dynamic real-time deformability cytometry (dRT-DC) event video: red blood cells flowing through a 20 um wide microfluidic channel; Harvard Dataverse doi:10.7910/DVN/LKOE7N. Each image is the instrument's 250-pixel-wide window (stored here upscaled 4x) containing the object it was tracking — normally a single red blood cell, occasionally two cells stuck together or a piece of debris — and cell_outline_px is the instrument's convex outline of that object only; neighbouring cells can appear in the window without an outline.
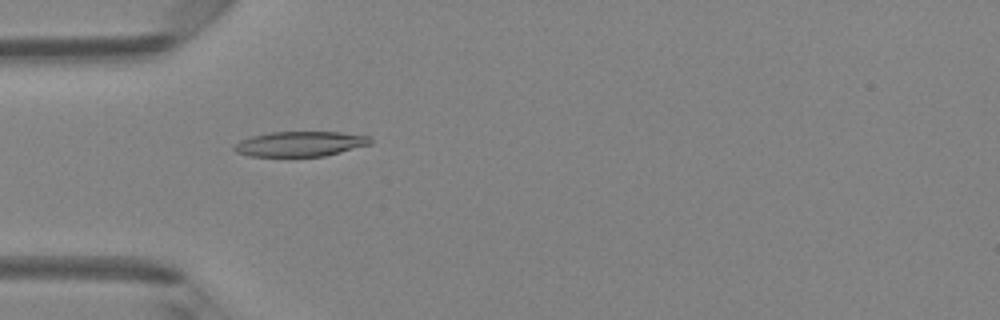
{"species": "Egyptian fruit bat (a non-hibernating species)", "species_latin": "Rousettus aegyptiacus", "temperature_condition": "room temperature", "stored_images_in_passage": 48, "camera_frame_rate_fps": 3000, "um_per_image_px": 0.085, "animal": {"sex": "female"}, "frame": {"image": 1, "passage_image": 15, "time_ms": 4.667, "image_size_px": [1000, 320], "cell_outline_px": [[372, 144], [324, 156], [248, 156], [236, 152], [232, 148], [240, 140], [252, 136], [272, 132], [340, 132], [368, 136], [372, 140]], "centroid_in_image_um": [25.51, 12.23], "position_along_channel_um": 59.5, "area_um2": 19.77}}
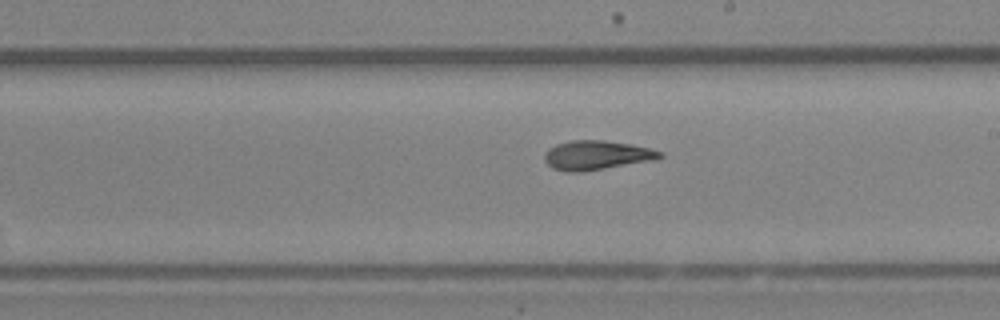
{"frame": {"image": 2, "passage_image": 28, "time_ms": 9.0, "image_size_px": [1000, 320], "cell_outline_px": [[664, 156], [656, 160], [580, 172], [568, 172], [552, 168], [544, 160], [544, 152], [548, 148], [556, 144], [572, 140], [604, 140], [632, 144], [652, 148], [664, 152]], "centroid_in_image_um": [50.74, 13.18], "position_along_channel_um": 238.3, "area_um2": 19.94}}
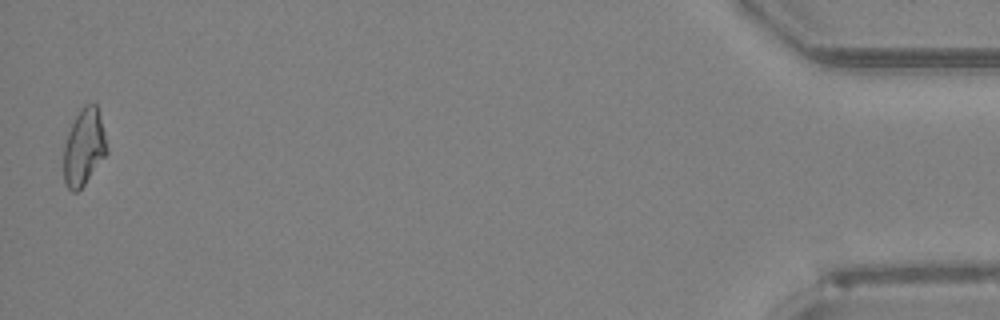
{"frame": {"image": 3, "passage_image": 48, "time_ms": 15.667, "image_size_px": [1000, 320], "cell_outline_px": [[108, 152], [84, 184], [76, 192], [72, 192], [64, 184], [64, 144], [68, 132], [76, 116], [84, 104], [96, 104], [104, 132], [108, 148]], "centroid_in_image_um": [7.12, 12.53], "position_along_channel_um": 428.1, "area_um2": 19.02}, "authors_computed_cell_mechanics": {"area_um2": 19.3919, "velocity_mm_per_s": 4.2109, "shape_relaxation_time_tau1_ms": 11.2084, "shape_relaxation_time_tau2_ms": 2.0848, "deformation_change_tau1": 0.2585, "deformation_change_tau2": 0.0932}}